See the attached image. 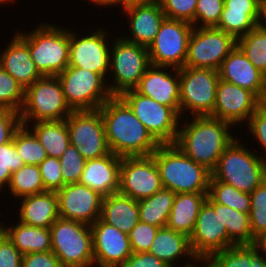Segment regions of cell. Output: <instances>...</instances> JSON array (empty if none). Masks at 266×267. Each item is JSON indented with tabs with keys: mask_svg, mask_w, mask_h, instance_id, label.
I'll list each match as a JSON object with an SVG mask.
<instances>
[{
	"mask_svg": "<svg viewBox=\"0 0 266 267\" xmlns=\"http://www.w3.org/2000/svg\"><path fill=\"white\" fill-rule=\"evenodd\" d=\"M110 151L120 157L151 156L161 145L119 97L100 108Z\"/></svg>",
	"mask_w": 266,
	"mask_h": 267,
	"instance_id": "1",
	"label": "cell"
},
{
	"mask_svg": "<svg viewBox=\"0 0 266 267\" xmlns=\"http://www.w3.org/2000/svg\"><path fill=\"white\" fill-rule=\"evenodd\" d=\"M190 118H181L174 144L190 159L212 172L224 150L237 138L231 132L234 126L210 115Z\"/></svg>",
	"mask_w": 266,
	"mask_h": 267,
	"instance_id": "2",
	"label": "cell"
},
{
	"mask_svg": "<svg viewBox=\"0 0 266 267\" xmlns=\"http://www.w3.org/2000/svg\"><path fill=\"white\" fill-rule=\"evenodd\" d=\"M28 47L42 76H57L69 64V29L42 22L29 32H14Z\"/></svg>",
	"mask_w": 266,
	"mask_h": 267,
	"instance_id": "3",
	"label": "cell"
},
{
	"mask_svg": "<svg viewBox=\"0 0 266 267\" xmlns=\"http://www.w3.org/2000/svg\"><path fill=\"white\" fill-rule=\"evenodd\" d=\"M163 188L177 193H208L211 171L184 154L175 144H161L151 155Z\"/></svg>",
	"mask_w": 266,
	"mask_h": 267,
	"instance_id": "4",
	"label": "cell"
},
{
	"mask_svg": "<svg viewBox=\"0 0 266 267\" xmlns=\"http://www.w3.org/2000/svg\"><path fill=\"white\" fill-rule=\"evenodd\" d=\"M243 143L247 142L235 138L211 173L213 179L250 194L266 179V162Z\"/></svg>",
	"mask_w": 266,
	"mask_h": 267,
	"instance_id": "5",
	"label": "cell"
},
{
	"mask_svg": "<svg viewBox=\"0 0 266 267\" xmlns=\"http://www.w3.org/2000/svg\"><path fill=\"white\" fill-rule=\"evenodd\" d=\"M112 39L108 75L111 79L107 78V86L112 96H120L137 87L151 63L147 47L126 41L121 36Z\"/></svg>",
	"mask_w": 266,
	"mask_h": 267,
	"instance_id": "6",
	"label": "cell"
},
{
	"mask_svg": "<svg viewBox=\"0 0 266 267\" xmlns=\"http://www.w3.org/2000/svg\"><path fill=\"white\" fill-rule=\"evenodd\" d=\"M50 231L51 251L63 267H94L90 225L59 217Z\"/></svg>",
	"mask_w": 266,
	"mask_h": 267,
	"instance_id": "7",
	"label": "cell"
},
{
	"mask_svg": "<svg viewBox=\"0 0 266 267\" xmlns=\"http://www.w3.org/2000/svg\"><path fill=\"white\" fill-rule=\"evenodd\" d=\"M72 110L67 105L62 84L57 76H42L24 92V103L19 112L21 123L65 120Z\"/></svg>",
	"mask_w": 266,
	"mask_h": 267,
	"instance_id": "8",
	"label": "cell"
},
{
	"mask_svg": "<svg viewBox=\"0 0 266 267\" xmlns=\"http://www.w3.org/2000/svg\"><path fill=\"white\" fill-rule=\"evenodd\" d=\"M180 116L211 115L216 102L219 72L204 68H179ZM185 112V113H184Z\"/></svg>",
	"mask_w": 266,
	"mask_h": 267,
	"instance_id": "9",
	"label": "cell"
},
{
	"mask_svg": "<svg viewBox=\"0 0 266 267\" xmlns=\"http://www.w3.org/2000/svg\"><path fill=\"white\" fill-rule=\"evenodd\" d=\"M57 77L72 111L99 109L112 97L107 81L90 70L68 66Z\"/></svg>",
	"mask_w": 266,
	"mask_h": 267,
	"instance_id": "10",
	"label": "cell"
},
{
	"mask_svg": "<svg viewBox=\"0 0 266 267\" xmlns=\"http://www.w3.org/2000/svg\"><path fill=\"white\" fill-rule=\"evenodd\" d=\"M160 144H174L181 116L172 108L150 97L128 90L119 96Z\"/></svg>",
	"mask_w": 266,
	"mask_h": 267,
	"instance_id": "11",
	"label": "cell"
},
{
	"mask_svg": "<svg viewBox=\"0 0 266 267\" xmlns=\"http://www.w3.org/2000/svg\"><path fill=\"white\" fill-rule=\"evenodd\" d=\"M236 45L237 40L232 35L216 27H193L184 67L218 71Z\"/></svg>",
	"mask_w": 266,
	"mask_h": 267,
	"instance_id": "12",
	"label": "cell"
},
{
	"mask_svg": "<svg viewBox=\"0 0 266 267\" xmlns=\"http://www.w3.org/2000/svg\"><path fill=\"white\" fill-rule=\"evenodd\" d=\"M87 30V34L80 35L76 31L69 29V64L77 68L90 70L100 74L106 81L109 75L110 46L112 40L109 30L101 28ZM109 32V33H108ZM109 34V36H108Z\"/></svg>",
	"mask_w": 266,
	"mask_h": 267,
	"instance_id": "13",
	"label": "cell"
},
{
	"mask_svg": "<svg viewBox=\"0 0 266 267\" xmlns=\"http://www.w3.org/2000/svg\"><path fill=\"white\" fill-rule=\"evenodd\" d=\"M192 29L190 22L166 18L148 47L150 63L155 66L183 68Z\"/></svg>",
	"mask_w": 266,
	"mask_h": 267,
	"instance_id": "14",
	"label": "cell"
},
{
	"mask_svg": "<svg viewBox=\"0 0 266 267\" xmlns=\"http://www.w3.org/2000/svg\"><path fill=\"white\" fill-rule=\"evenodd\" d=\"M190 238V246L197 258H210L235 244L228 237L225 224L220 218V204L209 196L201 206L196 226Z\"/></svg>",
	"mask_w": 266,
	"mask_h": 267,
	"instance_id": "15",
	"label": "cell"
},
{
	"mask_svg": "<svg viewBox=\"0 0 266 267\" xmlns=\"http://www.w3.org/2000/svg\"><path fill=\"white\" fill-rule=\"evenodd\" d=\"M65 120L70 144L77 148L83 158H99L111 152L99 109L72 111Z\"/></svg>",
	"mask_w": 266,
	"mask_h": 267,
	"instance_id": "16",
	"label": "cell"
},
{
	"mask_svg": "<svg viewBox=\"0 0 266 267\" xmlns=\"http://www.w3.org/2000/svg\"><path fill=\"white\" fill-rule=\"evenodd\" d=\"M162 188L159 169L152 156L121 157L120 194L139 201Z\"/></svg>",
	"mask_w": 266,
	"mask_h": 267,
	"instance_id": "17",
	"label": "cell"
},
{
	"mask_svg": "<svg viewBox=\"0 0 266 267\" xmlns=\"http://www.w3.org/2000/svg\"><path fill=\"white\" fill-rule=\"evenodd\" d=\"M259 106V98L253 92L220 79L216 88L215 106L210 116L227 121L235 127L245 126L244 122H248Z\"/></svg>",
	"mask_w": 266,
	"mask_h": 267,
	"instance_id": "18",
	"label": "cell"
},
{
	"mask_svg": "<svg viewBox=\"0 0 266 267\" xmlns=\"http://www.w3.org/2000/svg\"><path fill=\"white\" fill-rule=\"evenodd\" d=\"M59 216L92 225L101 215L103 196L80 183L65 184L56 192Z\"/></svg>",
	"mask_w": 266,
	"mask_h": 267,
	"instance_id": "19",
	"label": "cell"
},
{
	"mask_svg": "<svg viewBox=\"0 0 266 267\" xmlns=\"http://www.w3.org/2000/svg\"><path fill=\"white\" fill-rule=\"evenodd\" d=\"M94 267H122L132 255L128 235L98 218L90 225Z\"/></svg>",
	"mask_w": 266,
	"mask_h": 267,
	"instance_id": "20",
	"label": "cell"
},
{
	"mask_svg": "<svg viewBox=\"0 0 266 267\" xmlns=\"http://www.w3.org/2000/svg\"><path fill=\"white\" fill-rule=\"evenodd\" d=\"M179 88L178 68L151 64L135 90L162 105L172 107L180 115Z\"/></svg>",
	"mask_w": 266,
	"mask_h": 267,
	"instance_id": "21",
	"label": "cell"
},
{
	"mask_svg": "<svg viewBox=\"0 0 266 267\" xmlns=\"http://www.w3.org/2000/svg\"><path fill=\"white\" fill-rule=\"evenodd\" d=\"M129 19L128 31L130 37L122 33L126 41L149 47L160 30L161 24L167 18L158 0L148 3L133 5L122 9Z\"/></svg>",
	"mask_w": 266,
	"mask_h": 267,
	"instance_id": "22",
	"label": "cell"
},
{
	"mask_svg": "<svg viewBox=\"0 0 266 267\" xmlns=\"http://www.w3.org/2000/svg\"><path fill=\"white\" fill-rule=\"evenodd\" d=\"M121 157L109 154L87 159L79 183L97 191L103 197L119 192Z\"/></svg>",
	"mask_w": 266,
	"mask_h": 267,
	"instance_id": "23",
	"label": "cell"
},
{
	"mask_svg": "<svg viewBox=\"0 0 266 267\" xmlns=\"http://www.w3.org/2000/svg\"><path fill=\"white\" fill-rule=\"evenodd\" d=\"M260 5V0H224L223 11L216 28L237 40L258 25Z\"/></svg>",
	"mask_w": 266,
	"mask_h": 267,
	"instance_id": "24",
	"label": "cell"
},
{
	"mask_svg": "<svg viewBox=\"0 0 266 267\" xmlns=\"http://www.w3.org/2000/svg\"><path fill=\"white\" fill-rule=\"evenodd\" d=\"M11 39L0 52V66L26 89L42 75L31 59L29 47L16 34Z\"/></svg>",
	"mask_w": 266,
	"mask_h": 267,
	"instance_id": "25",
	"label": "cell"
},
{
	"mask_svg": "<svg viewBox=\"0 0 266 267\" xmlns=\"http://www.w3.org/2000/svg\"><path fill=\"white\" fill-rule=\"evenodd\" d=\"M219 78L253 92L258 98L262 92V72L259 71L236 45L223 60Z\"/></svg>",
	"mask_w": 266,
	"mask_h": 267,
	"instance_id": "26",
	"label": "cell"
},
{
	"mask_svg": "<svg viewBox=\"0 0 266 267\" xmlns=\"http://www.w3.org/2000/svg\"><path fill=\"white\" fill-rule=\"evenodd\" d=\"M20 201V202H19ZM17 220L23 224L50 228L60 217L56 192L46 191L18 199Z\"/></svg>",
	"mask_w": 266,
	"mask_h": 267,
	"instance_id": "27",
	"label": "cell"
},
{
	"mask_svg": "<svg viewBox=\"0 0 266 267\" xmlns=\"http://www.w3.org/2000/svg\"><path fill=\"white\" fill-rule=\"evenodd\" d=\"M148 253L163 260L170 267H180L178 265L184 266V264H190V261L193 262L197 258L191 249L190 238L167 226L159 228ZM182 257H185L183 258V260L185 259L184 261H186L185 263H183ZM180 262L183 264H178Z\"/></svg>",
	"mask_w": 266,
	"mask_h": 267,
	"instance_id": "28",
	"label": "cell"
},
{
	"mask_svg": "<svg viewBox=\"0 0 266 267\" xmlns=\"http://www.w3.org/2000/svg\"><path fill=\"white\" fill-rule=\"evenodd\" d=\"M100 219L128 234L140 221L138 201L119 192L105 196Z\"/></svg>",
	"mask_w": 266,
	"mask_h": 267,
	"instance_id": "29",
	"label": "cell"
},
{
	"mask_svg": "<svg viewBox=\"0 0 266 267\" xmlns=\"http://www.w3.org/2000/svg\"><path fill=\"white\" fill-rule=\"evenodd\" d=\"M207 197L208 193H177L166 226L190 237L195 229L200 208Z\"/></svg>",
	"mask_w": 266,
	"mask_h": 267,
	"instance_id": "30",
	"label": "cell"
},
{
	"mask_svg": "<svg viewBox=\"0 0 266 267\" xmlns=\"http://www.w3.org/2000/svg\"><path fill=\"white\" fill-rule=\"evenodd\" d=\"M2 223V231L13 242V245L24 255L29 253L51 251L50 228H40L23 224L18 220ZM10 224V225H9Z\"/></svg>",
	"mask_w": 266,
	"mask_h": 267,
	"instance_id": "31",
	"label": "cell"
},
{
	"mask_svg": "<svg viewBox=\"0 0 266 267\" xmlns=\"http://www.w3.org/2000/svg\"><path fill=\"white\" fill-rule=\"evenodd\" d=\"M23 125L33 131L50 157L60 158L70 144L66 120L37 121Z\"/></svg>",
	"mask_w": 266,
	"mask_h": 267,
	"instance_id": "32",
	"label": "cell"
},
{
	"mask_svg": "<svg viewBox=\"0 0 266 267\" xmlns=\"http://www.w3.org/2000/svg\"><path fill=\"white\" fill-rule=\"evenodd\" d=\"M176 193L162 188L154 195L138 201L139 219L156 227H165Z\"/></svg>",
	"mask_w": 266,
	"mask_h": 267,
	"instance_id": "33",
	"label": "cell"
},
{
	"mask_svg": "<svg viewBox=\"0 0 266 267\" xmlns=\"http://www.w3.org/2000/svg\"><path fill=\"white\" fill-rule=\"evenodd\" d=\"M214 267H266V258L253 245H234L209 258Z\"/></svg>",
	"mask_w": 266,
	"mask_h": 267,
	"instance_id": "34",
	"label": "cell"
},
{
	"mask_svg": "<svg viewBox=\"0 0 266 267\" xmlns=\"http://www.w3.org/2000/svg\"><path fill=\"white\" fill-rule=\"evenodd\" d=\"M13 199L46 192L38 165L25 164L13 172L7 187Z\"/></svg>",
	"mask_w": 266,
	"mask_h": 267,
	"instance_id": "35",
	"label": "cell"
},
{
	"mask_svg": "<svg viewBox=\"0 0 266 267\" xmlns=\"http://www.w3.org/2000/svg\"><path fill=\"white\" fill-rule=\"evenodd\" d=\"M220 218L225 224L228 237L235 245H253L249 214L220 205Z\"/></svg>",
	"mask_w": 266,
	"mask_h": 267,
	"instance_id": "36",
	"label": "cell"
},
{
	"mask_svg": "<svg viewBox=\"0 0 266 267\" xmlns=\"http://www.w3.org/2000/svg\"><path fill=\"white\" fill-rule=\"evenodd\" d=\"M208 196L217 204L230 207L241 213H250V194L237 190L232 185L211 177Z\"/></svg>",
	"mask_w": 266,
	"mask_h": 267,
	"instance_id": "37",
	"label": "cell"
},
{
	"mask_svg": "<svg viewBox=\"0 0 266 267\" xmlns=\"http://www.w3.org/2000/svg\"><path fill=\"white\" fill-rule=\"evenodd\" d=\"M13 143L23 162L30 165H39L48 157L33 131L21 124L13 136Z\"/></svg>",
	"mask_w": 266,
	"mask_h": 267,
	"instance_id": "38",
	"label": "cell"
},
{
	"mask_svg": "<svg viewBox=\"0 0 266 267\" xmlns=\"http://www.w3.org/2000/svg\"><path fill=\"white\" fill-rule=\"evenodd\" d=\"M237 46L259 71L266 70V30L257 25L237 39Z\"/></svg>",
	"mask_w": 266,
	"mask_h": 267,
	"instance_id": "39",
	"label": "cell"
},
{
	"mask_svg": "<svg viewBox=\"0 0 266 267\" xmlns=\"http://www.w3.org/2000/svg\"><path fill=\"white\" fill-rule=\"evenodd\" d=\"M249 219L254 240L266 233V179L250 193Z\"/></svg>",
	"mask_w": 266,
	"mask_h": 267,
	"instance_id": "40",
	"label": "cell"
},
{
	"mask_svg": "<svg viewBox=\"0 0 266 267\" xmlns=\"http://www.w3.org/2000/svg\"><path fill=\"white\" fill-rule=\"evenodd\" d=\"M25 89L0 66V108L20 112L24 103Z\"/></svg>",
	"mask_w": 266,
	"mask_h": 267,
	"instance_id": "41",
	"label": "cell"
},
{
	"mask_svg": "<svg viewBox=\"0 0 266 267\" xmlns=\"http://www.w3.org/2000/svg\"><path fill=\"white\" fill-rule=\"evenodd\" d=\"M62 179L65 184L79 183L84 171L86 159L82 157L75 146L69 144L59 158Z\"/></svg>",
	"mask_w": 266,
	"mask_h": 267,
	"instance_id": "42",
	"label": "cell"
},
{
	"mask_svg": "<svg viewBox=\"0 0 266 267\" xmlns=\"http://www.w3.org/2000/svg\"><path fill=\"white\" fill-rule=\"evenodd\" d=\"M24 165L13 140L0 146V193L8 187L11 174Z\"/></svg>",
	"mask_w": 266,
	"mask_h": 267,
	"instance_id": "43",
	"label": "cell"
},
{
	"mask_svg": "<svg viewBox=\"0 0 266 267\" xmlns=\"http://www.w3.org/2000/svg\"><path fill=\"white\" fill-rule=\"evenodd\" d=\"M224 0H197L194 27H216L220 21Z\"/></svg>",
	"mask_w": 266,
	"mask_h": 267,
	"instance_id": "44",
	"label": "cell"
},
{
	"mask_svg": "<svg viewBox=\"0 0 266 267\" xmlns=\"http://www.w3.org/2000/svg\"><path fill=\"white\" fill-rule=\"evenodd\" d=\"M159 227L139 221L127 234L132 253L148 252Z\"/></svg>",
	"mask_w": 266,
	"mask_h": 267,
	"instance_id": "45",
	"label": "cell"
},
{
	"mask_svg": "<svg viewBox=\"0 0 266 267\" xmlns=\"http://www.w3.org/2000/svg\"><path fill=\"white\" fill-rule=\"evenodd\" d=\"M168 19L184 20L194 27L197 0H158Z\"/></svg>",
	"mask_w": 266,
	"mask_h": 267,
	"instance_id": "46",
	"label": "cell"
},
{
	"mask_svg": "<svg viewBox=\"0 0 266 267\" xmlns=\"http://www.w3.org/2000/svg\"><path fill=\"white\" fill-rule=\"evenodd\" d=\"M45 191L57 192L65 183L62 179L59 158L48 156L39 165Z\"/></svg>",
	"mask_w": 266,
	"mask_h": 267,
	"instance_id": "47",
	"label": "cell"
},
{
	"mask_svg": "<svg viewBox=\"0 0 266 267\" xmlns=\"http://www.w3.org/2000/svg\"><path fill=\"white\" fill-rule=\"evenodd\" d=\"M250 136L254 138V142L256 140L257 146H261L260 149L263 152L260 156L266 162V107L259 106L253 115L249 118L246 123Z\"/></svg>",
	"mask_w": 266,
	"mask_h": 267,
	"instance_id": "48",
	"label": "cell"
},
{
	"mask_svg": "<svg viewBox=\"0 0 266 267\" xmlns=\"http://www.w3.org/2000/svg\"><path fill=\"white\" fill-rule=\"evenodd\" d=\"M21 124L18 112L0 108V146L13 140L15 132Z\"/></svg>",
	"mask_w": 266,
	"mask_h": 267,
	"instance_id": "49",
	"label": "cell"
},
{
	"mask_svg": "<svg viewBox=\"0 0 266 267\" xmlns=\"http://www.w3.org/2000/svg\"><path fill=\"white\" fill-rule=\"evenodd\" d=\"M23 254L13 245L7 235L0 232V267H21Z\"/></svg>",
	"mask_w": 266,
	"mask_h": 267,
	"instance_id": "50",
	"label": "cell"
},
{
	"mask_svg": "<svg viewBox=\"0 0 266 267\" xmlns=\"http://www.w3.org/2000/svg\"><path fill=\"white\" fill-rule=\"evenodd\" d=\"M21 267H63L52 251L23 255Z\"/></svg>",
	"mask_w": 266,
	"mask_h": 267,
	"instance_id": "51",
	"label": "cell"
},
{
	"mask_svg": "<svg viewBox=\"0 0 266 267\" xmlns=\"http://www.w3.org/2000/svg\"><path fill=\"white\" fill-rule=\"evenodd\" d=\"M122 267H170L163 260L148 253H132V255L125 261Z\"/></svg>",
	"mask_w": 266,
	"mask_h": 267,
	"instance_id": "52",
	"label": "cell"
},
{
	"mask_svg": "<svg viewBox=\"0 0 266 267\" xmlns=\"http://www.w3.org/2000/svg\"><path fill=\"white\" fill-rule=\"evenodd\" d=\"M86 1H89L88 3H90V4H94L95 5V7H104V8H106V7H111L112 8V6L114 7H118L119 9H120V7H121V0H86ZM120 6V7H119Z\"/></svg>",
	"mask_w": 266,
	"mask_h": 267,
	"instance_id": "53",
	"label": "cell"
},
{
	"mask_svg": "<svg viewBox=\"0 0 266 267\" xmlns=\"http://www.w3.org/2000/svg\"><path fill=\"white\" fill-rule=\"evenodd\" d=\"M254 246L266 258V233L261 234L259 237L255 239Z\"/></svg>",
	"mask_w": 266,
	"mask_h": 267,
	"instance_id": "54",
	"label": "cell"
},
{
	"mask_svg": "<svg viewBox=\"0 0 266 267\" xmlns=\"http://www.w3.org/2000/svg\"><path fill=\"white\" fill-rule=\"evenodd\" d=\"M200 263L201 265H199ZM182 267H214V265H213V262L209 258H196V260H194L190 264L184 265Z\"/></svg>",
	"mask_w": 266,
	"mask_h": 267,
	"instance_id": "55",
	"label": "cell"
},
{
	"mask_svg": "<svg viewBox=\"0 0 266 267\" xmlns=\"http://www.w3.org/2000/svg\"><path fill=\"white\" fill-rule=\"evenodd\" d=\"M260 106L266 107V70L262 73V92L259 97Z\"/></svg>",
	"mask_w": 266,
	"mask_h": 267,
	"instance_id": "56",
	"label": "cell"
},
{
	"mask_svg": "<svg viewBox=\"0 0 266 267\" xmlns=\"http://www.w3.org/2000/svg\"><path fill=\"white\" fill-rule=\"evenodd\" d=\"M156 0H121V8H127L133 5L148 4Z\"/></svg>",
	"mask_w": 266,
	"mask_h": 267,
	"instance_id": "57",
	"label": "cell"
},
{
	"mask_svg": "<svg viewBox=\"0 0 266 267\" xmlns=\"http://www.w3.org/2000/svg\"><path fill=\"white\" fill-rule=\"evenodd\" d=\"M258 25L266 30V3L260 5V19Z\"/></svg>",
	"mask_w": 266,
	"mask_h": 267,
	"instance_id": "58",
	"label": "cell"
},
{
	"mask_svg": "<svg viewBox=\"0 0 266 267\" xmlns=\"http://www.w3.org/2000/svg\"><path fill=\"white\" fill-rule=\"evenodd\" d=\"M10 4L11 3V1L10 0H0V5H5V4Z\"/></svg>",
	"mask_w": 266,
	"mask_h": 267,
	"instance_id": "59",
	"label": "cell"
},
{
	"mask_svg": "<svg viewBox=\"0 0 266 267\" xmlns=\"http://www.w3.org/2000/svg\"><path fill=\"white\" fill-rule=\"evenodd\" d=\"M2 231V222L0 221V232Z\"/></svg>",
	"mask_w": 266,
	"mask_h": 267,
	"instance_id": "60",
	"label": "cell"
},
{
	"mask_svg": "<svg viewBox=\"0 0 266 267\" xmlns=\"http://www.w3.org/2000/svg\"><path fill=\"white\" fill-rule=\"evenodd\" d=\"M261 3H266V0H260Z\"/></svg>",
	"mask_w": 266,
	"mask_h": 267,
	"instance_id": "61",
	"label": "cell"
}]
</instances>
